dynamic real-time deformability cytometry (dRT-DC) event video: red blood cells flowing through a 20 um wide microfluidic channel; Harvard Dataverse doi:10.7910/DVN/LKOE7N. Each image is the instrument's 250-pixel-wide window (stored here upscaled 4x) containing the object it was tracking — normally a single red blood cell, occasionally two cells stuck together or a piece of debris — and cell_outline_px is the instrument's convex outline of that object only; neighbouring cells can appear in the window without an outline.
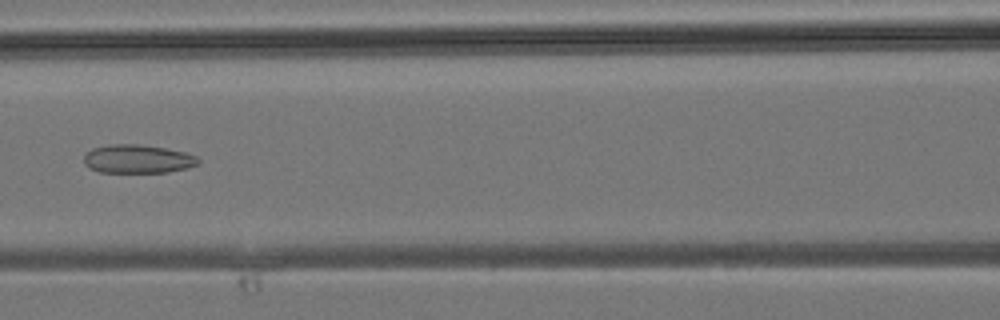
{"species": "common noctule bat (a hibernating species)", "species_latin": "Nyctalus noctula", "temperature_condition": "room temperature", "stored_images_in_passage": 32, "camera_frame_rate_fps": 3000, "um_per_image_px": 0.085, "animal": {"sex": "male", "body_mass_g": 19.2, "forearm_length_mm": 51.8}, "frame": {"image": 1, "passage_image": 12, "time_ms": 3.667, "image_size_px": [1000, 320], "cell_outline_px": [[200, 160], [196, 164], [188, 168], [168, 172], [100, 172], [88, 168], [84, 164], [84, 156], [92, 148], [108, 144], [140, 144], [164, 148], [184, 152], [196, 156]], "centroid_in_image_um": [11.67, 13.51], "position_along_channel_um": 154.9, "area_um2": 19.02}}
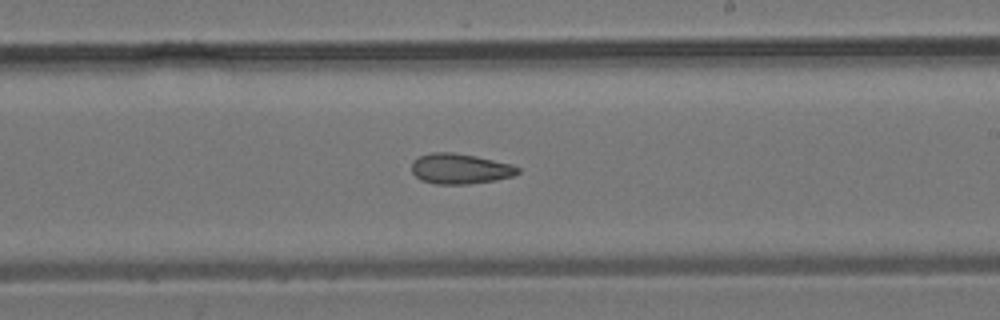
{"frame": {"image": 2, "passage_image": 17, "time_ms": 5.333, "image_size_px": [1000, 320], "cell_outline_px": [[520, 172], [512, 176], [496, 180], [468, 184], [436, 184], [420, 180], [412, 172], [412, 160], [420, 156], [432, 152], [452, 152], [476, 156], [512, 164], [520, 168]], "centroid_in_image_um": [39.1, 14.34], "position_along_channel_um": 249.9, "area_um2": 18.84}}
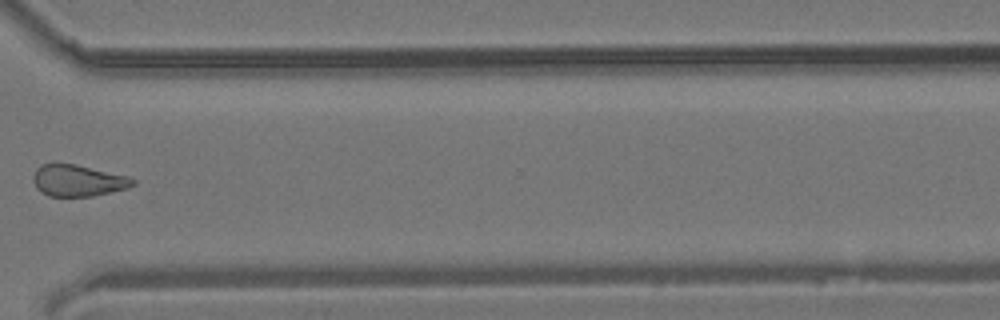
{"frame": {"image": 3, "passage_image": 23, "time_ms": 7.333, "image_size_px": [1000, 320], "cell_outline_px": [[136, 184], [128, 188], [92, 196], [48, 196], [40, 192], [36, 188], [32, 176], [36, 168], [40, 164], [76, 164], [128, 176], [136, 180]], "centroid_in_image_um": [6.62, 15.35], "position_along_channel_um": 364.0, "area_um2": 18.38}}